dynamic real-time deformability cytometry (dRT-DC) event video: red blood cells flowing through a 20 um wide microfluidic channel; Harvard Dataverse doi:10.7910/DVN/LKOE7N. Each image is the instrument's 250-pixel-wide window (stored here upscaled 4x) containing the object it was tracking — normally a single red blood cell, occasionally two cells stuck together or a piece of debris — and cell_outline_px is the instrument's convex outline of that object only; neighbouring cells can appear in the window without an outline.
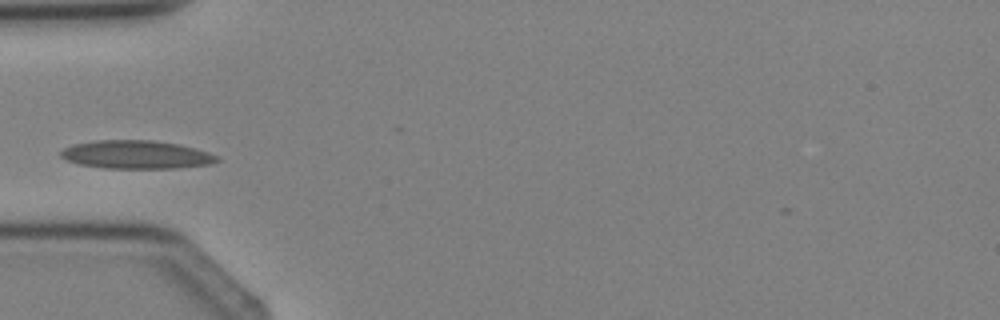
{"species": "Egyptian fruit bat (a non-hibernating species)", "species_latin": "Rousettus aegyptiacus", "temperature_condition": "cold", "stored_images_in_passage": 4, "camera_frame_rate_fps": 3000, "um_per_image_px": 0.085, "animal": {"sex": "female"}, "frame": {"image": 1, "passage_image": 4, "time_ms": 3.667, "image_size_px": [1000, 320], "cell_outline_px": [[220, 160], [212, 164], [180, 168], [104, 168], [80, 164], [68, 160], [60, 156], [60, 152], [64, 148], [72, 144], [96, 140], [152, 140], [180, 144], [196, 148], [220, 156]], "centroid_in_image_um": [11.64, 13.14], "position_along_channel_um": 73.4, "area_um2": 25.95}}